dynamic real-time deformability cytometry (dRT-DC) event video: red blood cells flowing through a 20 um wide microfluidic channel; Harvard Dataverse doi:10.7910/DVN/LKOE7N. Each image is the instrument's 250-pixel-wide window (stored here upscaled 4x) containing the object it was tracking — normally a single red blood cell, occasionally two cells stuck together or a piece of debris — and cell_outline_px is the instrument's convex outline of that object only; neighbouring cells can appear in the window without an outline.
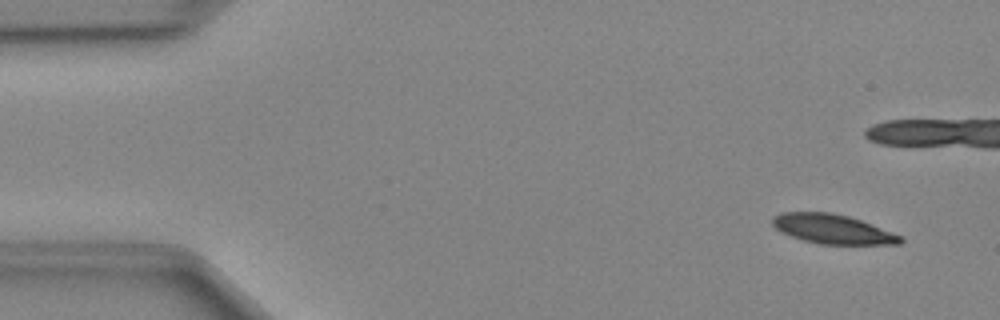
{"species": "Egyptian fruit bat (a non-hibernating species)", "species_latin": "Rousettus aegyptiacus", "temperature_condition": "cold", "stored_images_in_passage": 50, "camera_frame_rate_fps": 3000, "um_per_image_px": 0.085, "animal": {"sex": "female"}, "frame": {"image": 1, "passage_image": 4, "time_ms": 1.0, "image_size_px": [1000, 320], "cell_outline_px": [[904, 240], [900, 244], [820, 244], [804, 240], [792, 236], [776, 228], [772, 224], [772, 216], [780, 212], [832, 212], [848, 216], [860, 220], [900, 236]], "centroid_in_image_um": [70.73, 19.46], "position_along_channel_um": 14.3, "area_um2": 21.56}}
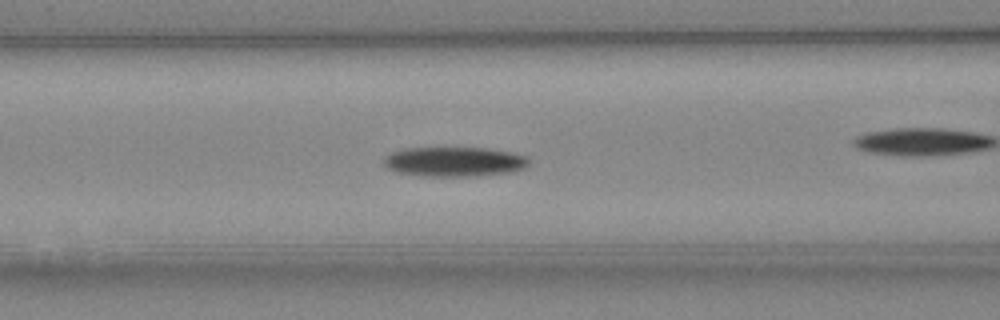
{"frame": {"image": 2, "passage_image": 20, "time_ms": 6.333, "image_size_px": [1000, 320], "cell_outline_px": [[528, 164], [524, 168], [508, 172], [476, 176], [424, 176], [396, 172], [384, 168], [384, 156], [392, 152], [404, 148], [488, 148], [512, 152], [528, 156]], "centroid_in_image_um": [38.58, 13.74], "position_along_channel_um": 128.0, "area_um2": 25.2}}
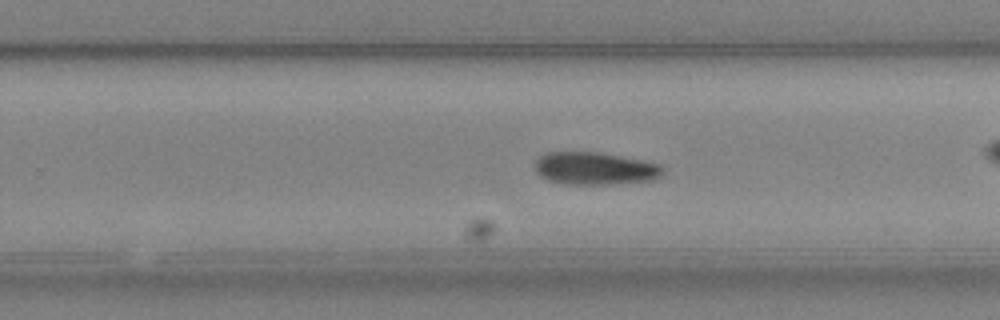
{"frame": {"image": 3, "passage_image": 31, "time_ms": 10.0, "image_size_px": [1000, 320], "cell_outline_px": [[664, 172], [660, 176], [652, 180], [608, 184], [568, 184], [548, 180], [540, 176], [536, 172], [532, 164], [540, 156], [548, 152], [600, 152], [660, 164], [664, 168]], "centroid_in_image_um": [50.53, 14.31], "position_along_channel_um": 279.3, "area_um2": 24.28}}